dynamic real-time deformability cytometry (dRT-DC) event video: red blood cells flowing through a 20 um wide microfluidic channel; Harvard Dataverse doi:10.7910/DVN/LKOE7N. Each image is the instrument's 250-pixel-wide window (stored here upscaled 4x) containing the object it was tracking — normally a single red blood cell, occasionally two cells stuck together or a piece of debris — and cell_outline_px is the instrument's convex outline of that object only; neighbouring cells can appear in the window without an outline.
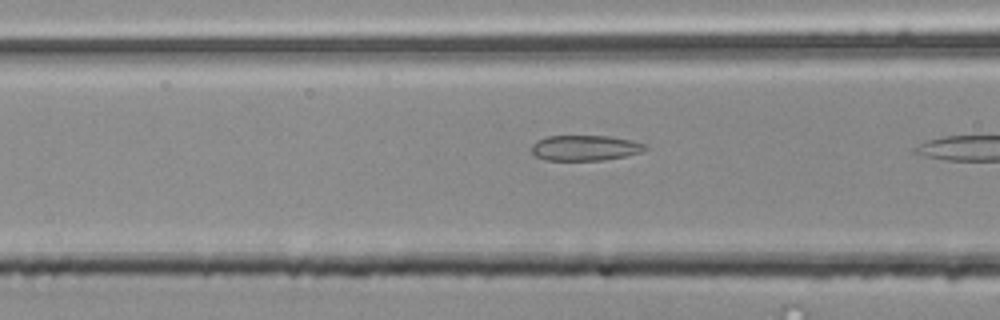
{"species": "common noctule bat (a hibernating species)", "species_latin": "Nyctalus noctula", "temperature_condition": "room temperature", "stored_images_in_passage": 19, "camera_frame_rate_fps": 3000, "um_per_image_px": 0.085, "animal": {"sex": "male", "body_mass_g": 20.4}, "frame": {"image": 1, "passage_image": 18, "time_ms": 5.667, "image_size_px": [1000, 320], "cell_outline_px": [[648, 148], [640, 152], [624, 156], [600, 160], [544, 160], [536, 156], [532, 152], [532, 144], [536, 140], [548, 136], [608, 136], [632, 140], [644, 144]], "centroid_in_image_um": [49.7, 12.57], "position_along_channel_um": 116.9, "area_um2": 16.7}}